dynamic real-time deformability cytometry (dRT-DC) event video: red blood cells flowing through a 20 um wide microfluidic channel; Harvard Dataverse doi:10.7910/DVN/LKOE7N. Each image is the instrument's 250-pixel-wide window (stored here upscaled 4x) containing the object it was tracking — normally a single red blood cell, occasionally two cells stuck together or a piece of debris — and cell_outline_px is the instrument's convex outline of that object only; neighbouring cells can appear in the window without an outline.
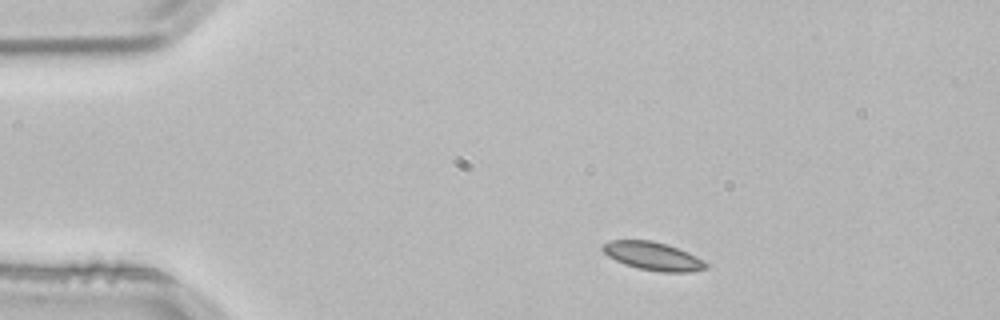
{"species": "common noctule bat (a hibernating species)", "species_latin": "Nyctalus noctula", "temperature_condition": "room temperature", "stored_images_in_passage": 2, "camera_frame_rate_fps": 3000, "um_per_image_px": 0.085, "animal": {"sex": "male", "body_mass_g": 21.5, "forearm_length_mm": 52.0}, "frame": {"image": 1, "passage_image": 1, "time_ms": 0.0, "image_size_px": [1000, 320], "cell_outline_px": [[708, 268], [692, 272], [660, 272], [640, 268], [624, 264], [608, 256], [600, 248], [600, 244], [608, 240], [652, 240], [688, 252], [704, 260], [708, 264]], "centroid_in_image_um": [55.48, 21.77], "position_along_channel_um": 29.5, "area_um2": 17.05}}